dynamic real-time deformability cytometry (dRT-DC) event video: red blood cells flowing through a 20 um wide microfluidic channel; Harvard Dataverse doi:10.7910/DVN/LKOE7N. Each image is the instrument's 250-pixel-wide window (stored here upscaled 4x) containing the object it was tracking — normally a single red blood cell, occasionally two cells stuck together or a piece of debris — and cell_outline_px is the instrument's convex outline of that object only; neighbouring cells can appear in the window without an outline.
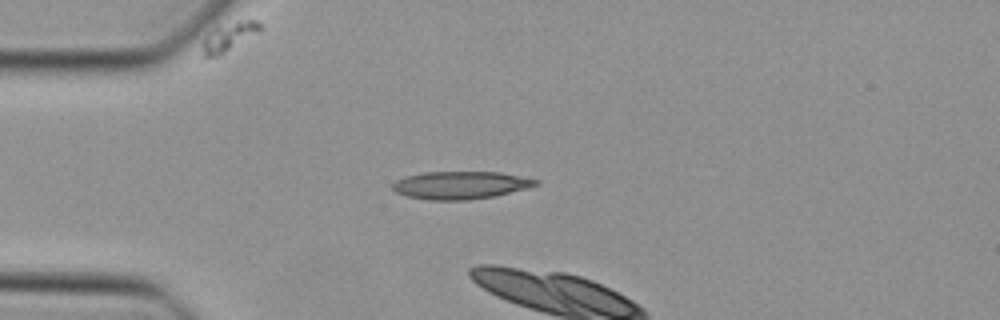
{"species": "Egyptian fruit bat (a non-hibernating species)", "species_latin": "Rousettus aegyptiacus", "temperature_condition": "cold", "stored_images_in_passage": 3, "camera_frame_rate_fps": 3000, "um_per_image_px": 0.085, "animal": {"sex": "female"}, "frame": {"image": 1, "passage_image": 1, "time_ms": 0.0, "image_size_px": [1000, 320], "cell_outline_px": [[540, 184], [496, 196], [468, 200], [428, 200], [408, 196], [396, 192], [392, 188], [392, 184], [396, 180], [404, 176], [424, 172], [500, 172], [540, 180]], "centroid_in_image_um": [39.14, 15.73], "position_along_channel_um": 45.9, "area_um2": 23.18}}